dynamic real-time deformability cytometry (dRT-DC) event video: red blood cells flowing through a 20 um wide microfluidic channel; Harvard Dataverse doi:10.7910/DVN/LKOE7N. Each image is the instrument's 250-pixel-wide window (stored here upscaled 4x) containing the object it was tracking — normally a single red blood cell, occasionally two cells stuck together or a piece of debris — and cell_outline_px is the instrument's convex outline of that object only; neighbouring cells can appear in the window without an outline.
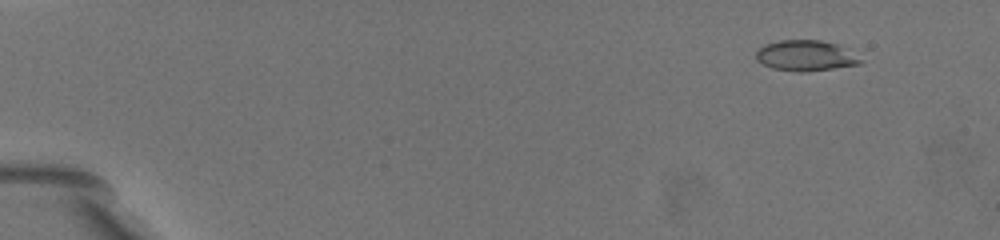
{"species": "common noctule bat (a hibernating species)", "species_latin": "Nyctalus noctula", "temperature_condition": "warm", "stored_images_in_passage": 41, "camera_frame_rate_fps": 3000, "um_per_image_px": 0.085, "animal": {"sex": "female", "body_mass_g": 19.5, "forearm_length_mm": 54.1}, "frame": {"image": 1, "passage_image": 3, "time_ms": 1.667, "image_size_px": [1000, 240], "cell_outline_px": [[864, 60], [860, 64], [808, 72], [800, 72], [772, 68], [756, 60], [756, 52], [764, 44], [780, 40], [820, 40], [836, 44]], "centroid_in_image_um": [68.46, 4.73], "position_along_channel_um": 16.5, "area_um2": 18.5}}
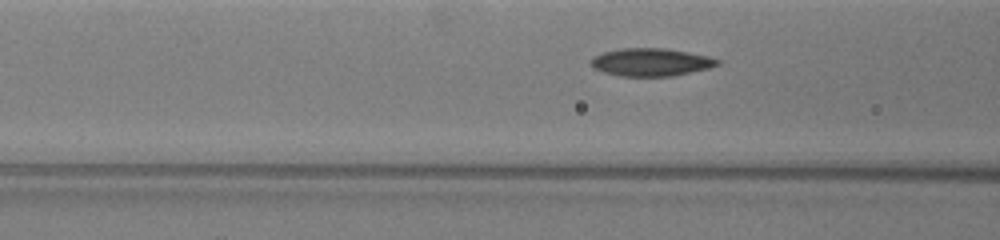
{"frame": {"image": 2, "passage_image": 19, "time_ms": 8.333, "image_size_px": [1000, 240], "cell_outline_px": [[720, 64], [708, 68], [672, 76], [620, 76], [604, 72], [592, 68], [592, 56], [604, 52], [620, 48], [664, 48], [688, 52], [708, 56], [720, 60]], "centroid_in_image_um": [55.32, 5.28], "position_along_channel_um": 111.3, "area_um2": 20.4}}
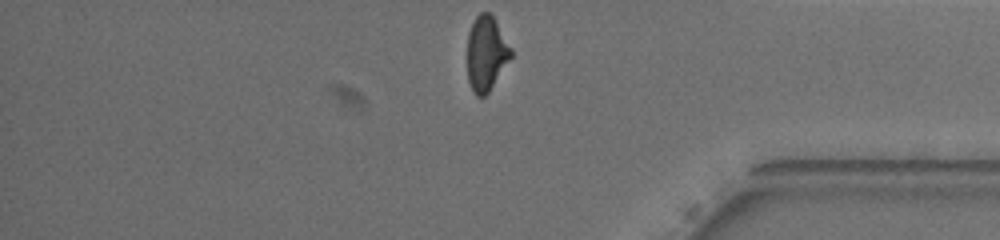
{"frame": {"image": 3, "passage_image": 41, "time_ms": 16.667, "image_size_px": [1000, 240], "cell_outline_px": [[512, 56], [488, 92], [484, 96], [476, 96], [472, 92], [468, 80], [468, 32], [476, 16], [480, 12], [488, 12], [492, 16], [512, 48]], "centroid_in_image_um": [41.32, 4.55], "position_along_channel_um": 393.9, "area_um2": 18.79}, "authors_computed_cell_mechanics": {"area_um2": 20.0566, "velocity_mm_per_s": 3.5869, "shape_relaxation_time_tau1_ms": 6.7428, "shape_relaxation_time_tau2_ms": 1.4029, "deformation_change_tau1": 0.2102, "deformation_change_tau2": 0.0734}}